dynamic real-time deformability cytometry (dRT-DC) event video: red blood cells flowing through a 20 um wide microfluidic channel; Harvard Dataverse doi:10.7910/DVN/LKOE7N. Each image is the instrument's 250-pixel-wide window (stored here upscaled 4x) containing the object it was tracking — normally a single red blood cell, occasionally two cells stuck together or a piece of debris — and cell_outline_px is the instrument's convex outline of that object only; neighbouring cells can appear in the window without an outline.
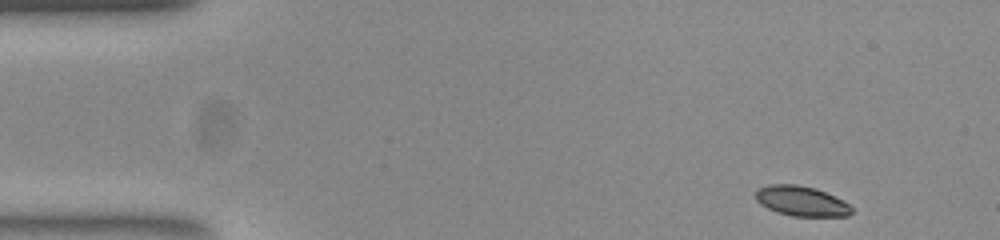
{"species": "common noctule bat (a hibernating species)", "species_latin": "Nyctalus noctula", "temperature_condition": "room temperature", "stored_images_in_passage": 49, "camera_frame_rate_fps": 3000, "um_per_image_px": 0.085, "animal": {"sex": "female", "body_mass_g": 23.0, "forearm_length_mm": 53.4}, "frame": {"image": 1, "passage_image": 1, "time_ms": 0.0, "image_size_px": [1000, 240], "cell_outline_px": [[852, 212], [848, 216], [792, 216], [768, 208], [760, 204], [756, 200], [756, 192], [760, 188], [768, 184], [796, 184], [816, 188], [844, 200], [852, 208]], "centroid_in_image_um": [68.14, 17.08], "position_along_channel_um": 16.9, "area_um2": 16.7}}
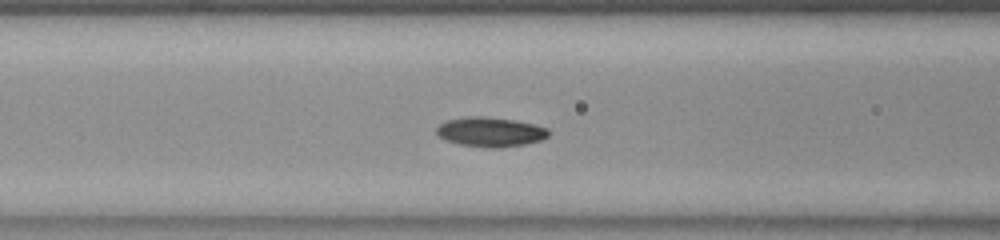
{"frame": {"image": 2, "passage_image": 17, "time_ms": 5.333, "image_size_px": [1000, 240], "cell_outline_px": [[548, 136], [540, 140], [524, 144], [496, 148], [492, 148], [460, 144], [448, 140], [440, 136], [436, 132], [436, 128], [440, 124], [448, 120], [468, 116], [480, 116], [512, 120], [532, 124], [548, 128]], "centroid_in_image_um": [41.68, 11.21], "position_along_channel_um": 124.9, "area_um2": 18.84}}
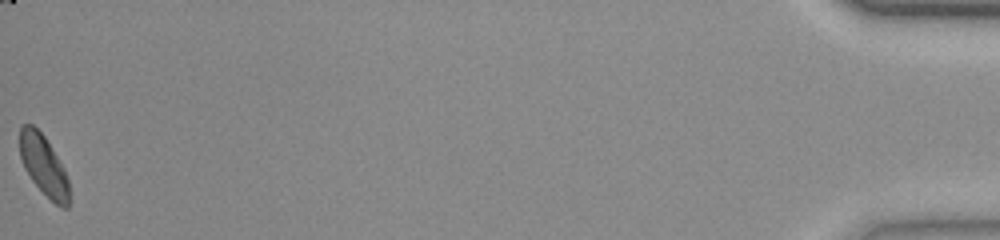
{"frame": {"image": 3, "passage_image": 49, "time_ms": 16.0, "image_size_px": [1000, 240], "cell_outline_px": [[68, 208], [64, 208], [56, 204], [32, 180], [24, 168], [20, 156], [20, 128], [24, 124], [32, 124], [44, 136], [64, 168], [68, 180]], "centroid_in_image_um": [3.7, 14.03], "position_along_channel_um": 431.5, "area_um2": 16.88}, "authors_computed_cell_mechanics": {"area_um2": 17.6868, "velocity_mm_per_s": 3.8569, "shape_relaxation_time_tau1_ms": 1.9095, "shape_relaxation_time_tau2_ms": null, "deformation_change_tau1": 0.1002, "deformation_change_tau2": null}}